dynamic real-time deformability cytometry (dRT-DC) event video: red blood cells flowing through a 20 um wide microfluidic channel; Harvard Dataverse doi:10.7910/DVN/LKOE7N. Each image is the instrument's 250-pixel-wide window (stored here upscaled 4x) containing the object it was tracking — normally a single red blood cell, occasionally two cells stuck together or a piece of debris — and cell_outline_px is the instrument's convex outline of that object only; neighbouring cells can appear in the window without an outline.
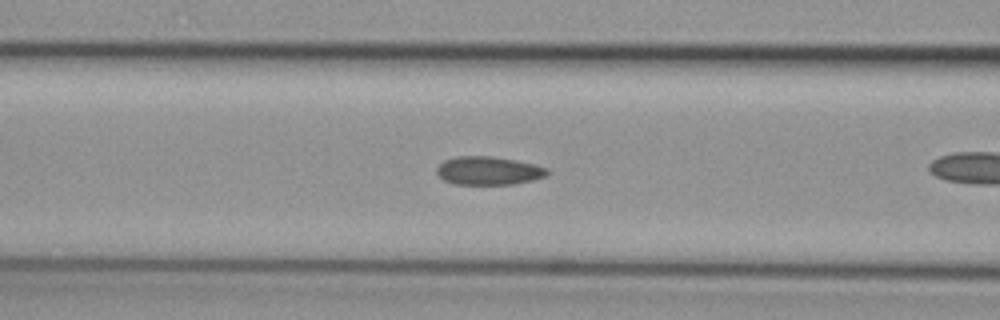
{"species": "common noctule bat (a hibernating species)", "species_latin": "Nyctalus noctula", "temperature_condition": "cold", "stored_images_in_passage": 50, "camera_frame_rate_fps": 3000, "um_per_image_px": 0.085, "animal": {"sex": "female", "body_mass_g": 29.2, "forearm_length_mm": 56.3}, "frame": {"image": 1, "passage_image": 16, "time_ms": 5.0, "image_size_px": [1000, 320], "cell_outline_px": [[548, 176], [532, 180], [512, 184], [456, 184], [444, 180], [436, 172], [436, 168], [444, 160], [456, 156], [492, 156], [516, 160], [536, 164], [548, 168]], "centroid_in_image_um": [41.55, 14.5], "position_along_channel_um": 125.1, "area_um2": 18.32}}
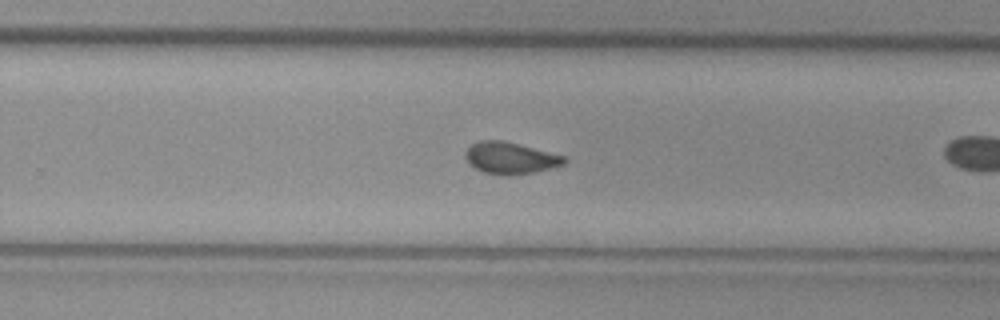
{"frame": {"image": 2, "passage_image": 29, "time_ms": 9.333, "image_size_px": [1000, 320], "cell_outline_px": [[568, 160], [564, 164], [536, 172], [512, 176], [500, 176], [484, 172], [468, 164], [464, 156], [464, 152], [472, 144], [480, 140], [504, 140], [564, 156]], "centroid_in_image_um": [43.35, 13.45], "position_along_channel_um": 286.5, "area_um2": 18.5}}
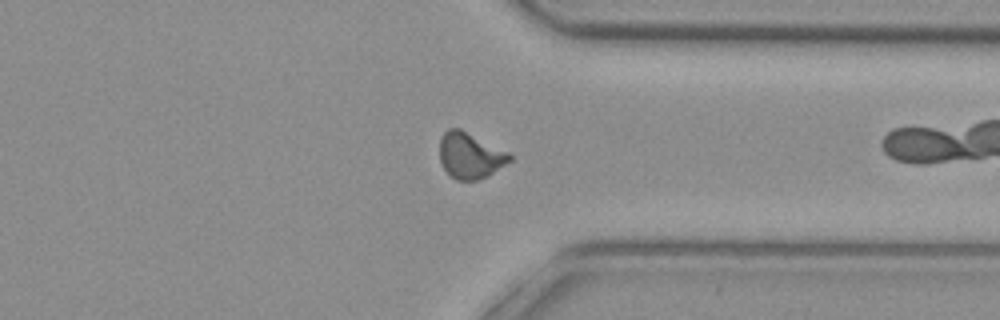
{"frame": {"image": 3, "passage_image": 36, "time_ms": 11.667, "image_size_px": [1000, 320], "cell_outline_px": [[512, 160], [488, 176], [476, 180], [456, 180], [444, 168], [440, 160], [440, 136], [448, 128], [460, 128], [508, 152], [512, 156]], "centroid_in_image_um": [39.95, 13.21], "position_along_channel_um": 371.4, "area_um2": 18.67}, "authors_computed_cell_mechanics": {"area_um2": 18.2937, "velocity_mm_per_s": 3.7347, "shape_relaxation_time_tau1_ms": null, "shape_relaxation_time_tau2_ms": 1.8582, "deformation_change_tau1": null, "deformation_change_tau2": 0.0674}}